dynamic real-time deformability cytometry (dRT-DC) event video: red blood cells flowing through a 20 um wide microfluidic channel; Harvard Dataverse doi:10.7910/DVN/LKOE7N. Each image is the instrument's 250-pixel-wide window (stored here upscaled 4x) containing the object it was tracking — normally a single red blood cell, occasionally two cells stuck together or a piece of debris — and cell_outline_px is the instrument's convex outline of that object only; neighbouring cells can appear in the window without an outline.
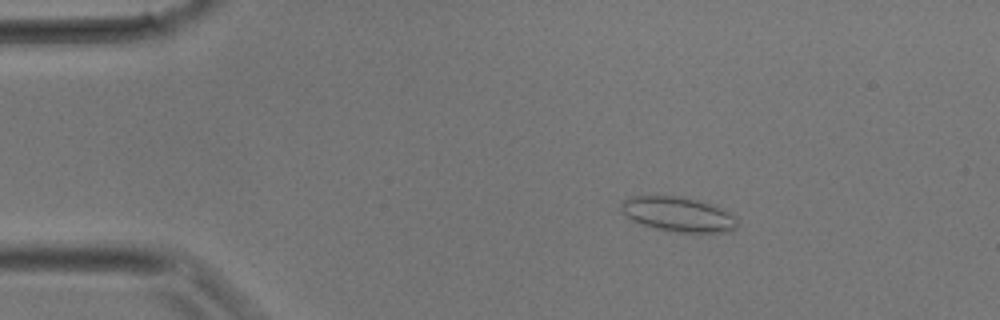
{"species": "common noctule bat (a hibernating species)", "species_latin": "Nyctalus noctula", "temperature_condition": "room temperature", "stored_images_in_passage": 29, "camera_frame_rate_fps": 3000, "um_per_image_px": 0.085, "animal": {"sex": "male", "body_mass_g": 17.9}, "frame": {"image": 1, "passage_image": 1, "time_ms": 0.0, "image_size_px": [1000, 320], "cell_outline_px": [[740, 224], [732, 232], [676, 232], [656, 228], [640, 224], [632, 220], [620, 208], [620, 204], [624, 200], [632, 196], [676, 196], [696, 200], [724, 208], [736, 216]], "centroid_in_image_um": [57.71, 18.22], "position_along_channel_um": 27.3, "area_um2": 23.58}}
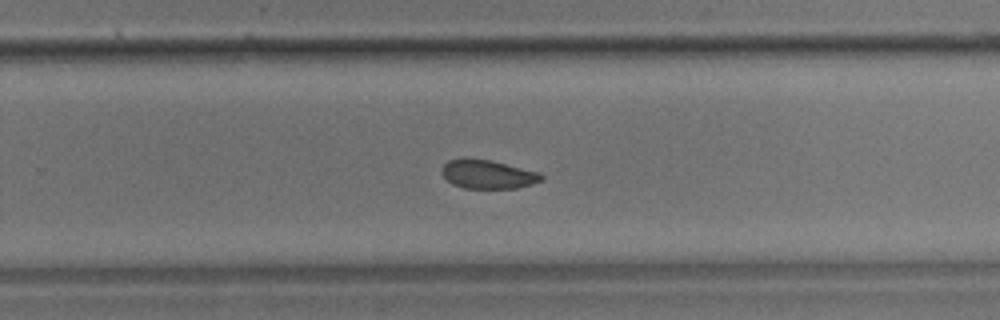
{"frame": {"image": 2, "passage_image": 17, "time_ms": 5.333, "image_size_px": [1000, 320], "cell_outline_px": [[544, 180], [532, 184], [516, 188], [464, 188], [452, 184], [440, 172], [444, 164], [448, 160], [492, 160], [540, 172], [544, 176]], "centroid_in_image_um": [41.52, 14.83], "position_along_channel_um": 288.3, "area_um2": 16.47}}
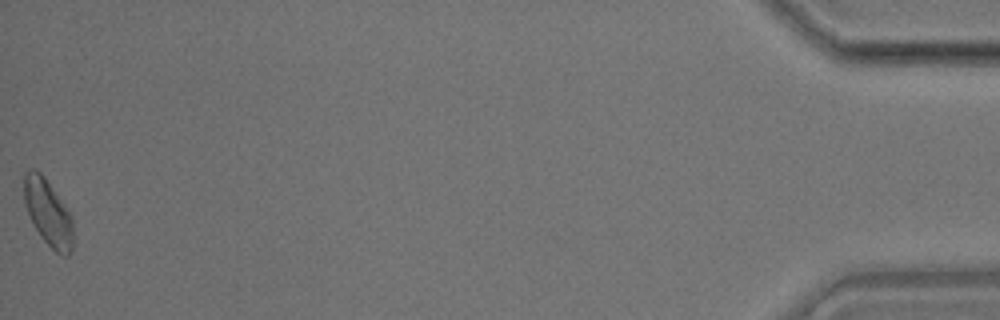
{"frame": {"image": 3, "passage_image": 29, "time_ms": 9.333, "image_size_px": [1000, 320], "cell_outline_px": [[72, 248], [68, 256], [64, 256], [56, 252], [40, 236], [24, 204], [24, 172], [32, 168], [36, 168], [44, 176], [72, 216]], "centroid_in_image_um": [4.07, 18.05], "position_along_channel_um": 431.1, "area_um2": 18.73}}